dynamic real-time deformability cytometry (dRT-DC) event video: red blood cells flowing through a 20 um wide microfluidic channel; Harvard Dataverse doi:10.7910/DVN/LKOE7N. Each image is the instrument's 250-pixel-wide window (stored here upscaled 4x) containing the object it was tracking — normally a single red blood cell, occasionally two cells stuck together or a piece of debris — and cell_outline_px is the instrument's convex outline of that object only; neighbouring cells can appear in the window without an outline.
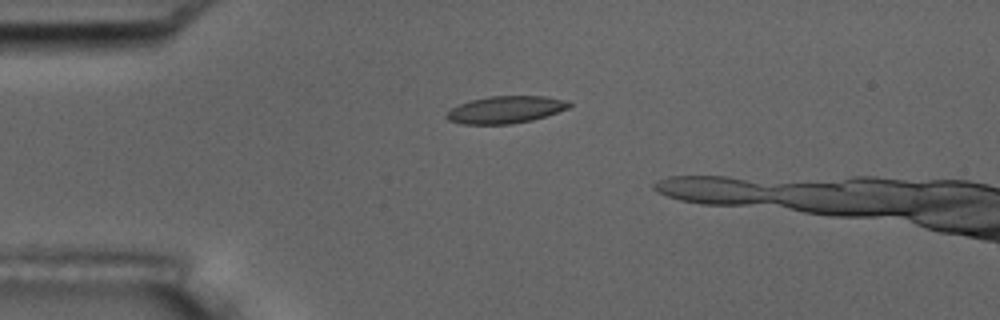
{"species": "common noctule bat (a hibernating species)", "species_latin": "Nyctalus noctula", "temperature_condition": "room temperature", "stored_images_in_passage": 6, "camera_frame_rate_fps": 3000, "um_per_image_px": 0.085, "animal": {"sex": "male", "body_mass_g": 17.5, "forearm_length_mm": 52.3}, "frame": {"image": 1, "passage_image": 4, "time_ms": 3.667, "image_size_px": [1000, 320], "cell_outline_px": [[572, 104], [568, 108], [532, 120], [512, 124], [460, 124], [448, 120], [444, 116], [452, 108], [460, 104], [472, 100], [488, 96], [544, 96], [568, 100]], "centroid_in_image_um": [42.97, 9.32], "position_along_channel_um": 42.0, "area_um2": 19.36}}